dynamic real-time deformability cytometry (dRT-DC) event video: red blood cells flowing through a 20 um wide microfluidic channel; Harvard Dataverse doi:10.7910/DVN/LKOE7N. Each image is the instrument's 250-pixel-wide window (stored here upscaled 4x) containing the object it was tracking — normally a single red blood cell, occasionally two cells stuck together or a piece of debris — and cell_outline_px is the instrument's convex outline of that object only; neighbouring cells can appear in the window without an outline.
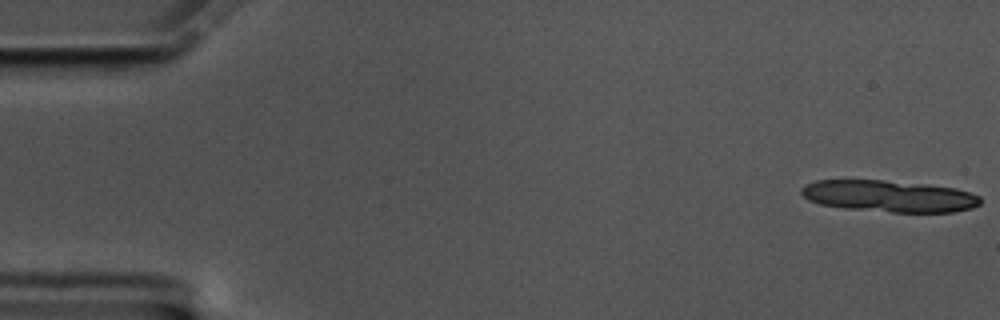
{"species": "common noctule bat (a hibernating species)", "species_latin": "Nyctalus noctula", "temperature_condition": "cold", "stored_images_in_passage": 12, "camera_frame_rate_fps": 3000, "um_per_image_px": 0.085, "animal": {"sex": "male", "body_mass_g": 17.5, "forearm_length_mm": 52.3}, "frame": {"image": 1, "passage_image": 1, "time_ms": 0.0, "image_size_px": [1000, 320], "cell_outline_px": [[980, 204], [972, 208], [952, 212], [892, 212], [844, 208], [820, 204], [808, 200], [800, 192], [800, 188], [804, 184], [816, 180], [884, 180], [924, 184], [956, 188], [980, 196]], "centroid_in_image_um": [75.54, 16.67], "position_along_channel_um": 9.5, "area_um2": 33.06}}